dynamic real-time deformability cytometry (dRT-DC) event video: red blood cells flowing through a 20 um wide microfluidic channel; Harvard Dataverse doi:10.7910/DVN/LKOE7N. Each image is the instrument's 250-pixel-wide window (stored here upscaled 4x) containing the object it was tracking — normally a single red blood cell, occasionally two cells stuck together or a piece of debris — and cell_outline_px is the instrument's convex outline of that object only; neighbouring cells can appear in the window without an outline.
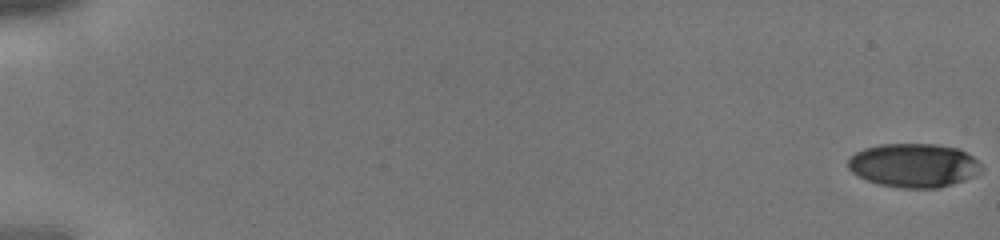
{"species": "human", "species_latin": "Homo sapiens", "temperature_condition": "cold", "stored_images_in_passage": 12, "camera_frame_rate_fps": 3000, "um_per_image_px": 0.085, "donor": {"sex": "male"}, "frame": {"image": 1, "passage_image": 1, "time_ms": 0.0, "image_size_px": [1000, 240], "cell_outline_px": [[984, 172], [976, 176], [940, 188], [900, 188], [876, 184], [852, 172], [848, 168], [848, 160], [856, 152], [864, 148], [880, 144], [936, 144], [956, 148], [968, 152], [984, 168]], "centroid_in_image_um": [77.71, 14.06], "position_along_channel_um": 7.3, "area_um2": 34.33}}
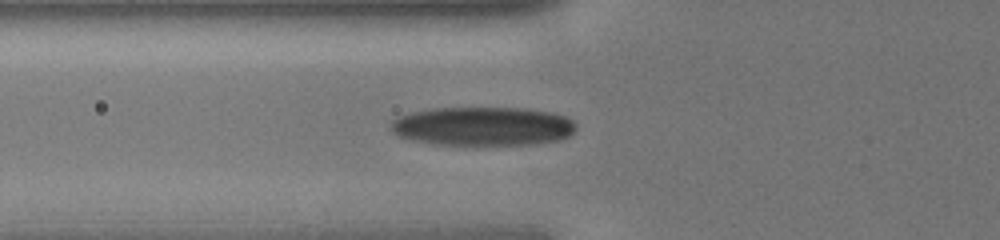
{"frame": {"image": 2, "passage_image": 10, "time_ms": 3.0, "image_size_px": [1000, 240], "cell_outline_px": [[576, 128], [568, 136], [560, 140], [532, 144], [436, 144], [412, 140], [400, 136], [392, 132], [388, 128], [388, 124], [392, 120], [408, 112], [432, 108], [528, 108], [556, 112], [572, 120], [576, 124]], "centroid_in_image_um": [41.02, 10.71], "position_along_channel_um": 84.8, "area_um2": 42.19}}
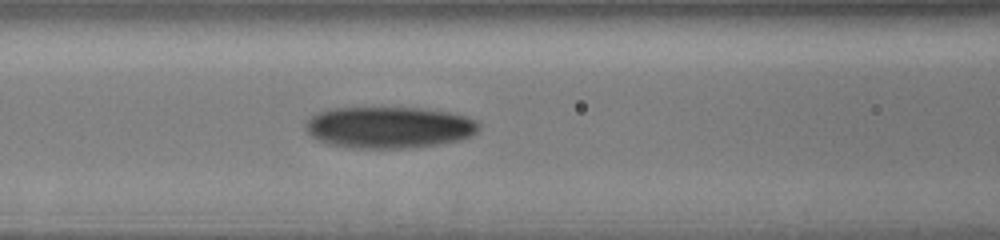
{"frame": {"image": 3, "passage_image": 12, "time_ms": 3.667, "image_size_px": [1000, 240], "cell_outline_px": [[480, 128], [472, 136], [460, 140], [440, 144], [412, 148], [348, 148], [328, 144], [316, 140], [304, 128], [304, 124], [316, 112], [328, 108], [424, 108], [448, 112], [464, 116], [476, 120], [480, 124]], "centroid_in_image_um": [33.05, 10.83], "position_along_channel_um": 133.6, "area_um2": 42.43}}